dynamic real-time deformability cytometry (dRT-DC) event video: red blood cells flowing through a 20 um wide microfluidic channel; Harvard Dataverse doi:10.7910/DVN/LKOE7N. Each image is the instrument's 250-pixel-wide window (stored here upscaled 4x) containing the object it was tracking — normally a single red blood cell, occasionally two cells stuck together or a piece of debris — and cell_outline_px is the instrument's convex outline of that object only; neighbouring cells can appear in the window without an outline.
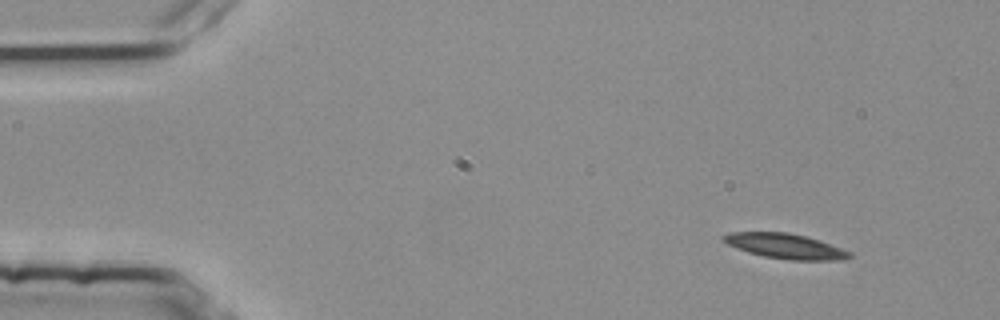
{"species": "common noctule bat (a hibernating species)", "species_latin": "Nyctalus noctula", "temperature_condition": "room temperature", "stored_images_in_passage": 49, "camera_frame_rate_fps": 3000, "um_per_image_px": 0.085, "animal": {"sex": "female", "body_mass_g": 25.1}, "frame": {"image": 1, "passage_image": 1, "time_ms": 0.0, "image_size_px": [1000, 320], "cell_outline_px": [[852, 256], [836, 260], [792, 260], [764, 256], [748, 252], [736, 248], [728, 244], [724, 240], [724, 236], [732, 232], [788, 232], [820, 240], [852, 252]], "centroid_in_image_um": [66.78, 20.92], "position_along_channel_um": 18.2, "area_um2": 18.09}}
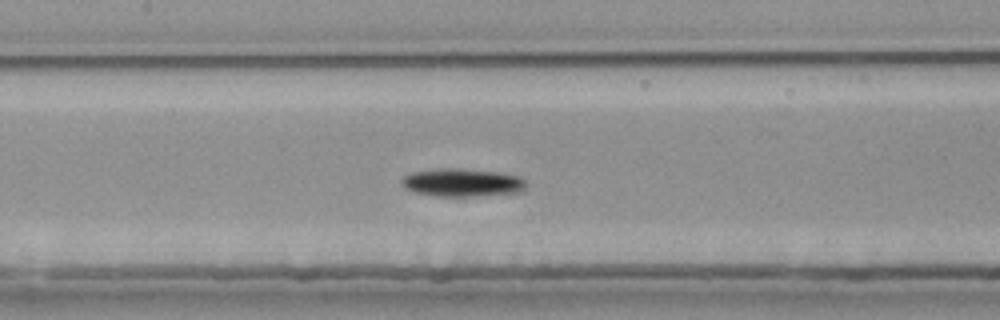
{"frame": {"image": 2, "passage_image": 21, "time_ms": 6.667, "image_size_px": [1000, 320], "cell_outline_px": [[524, 188], [516, 192], [476, 196], [440, 196], [416, 192], [404, 188], [400, 184], [400, 180], [404, 176], [412, 172], [440, 168], [456, 168], [496, 172], [520, 176], [524, 180]], "centroid_in_image_um": [39.22, 15.51], "position_along_channel_um": 168.2, "area_um2": 20.06}}
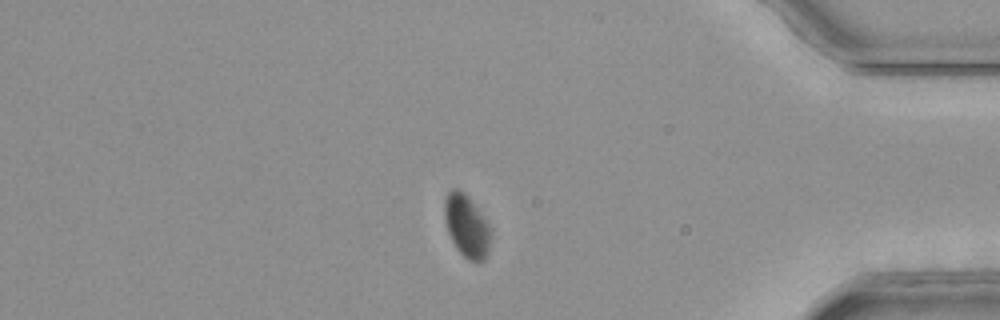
{"frame": {"image": 3, "passage_image": 42, "time_ms": 13.667, "image_size_px": [1000, 320], "cell_outline_px": [[492, 236], [488, 252], [484, 260], [468, 260], [456, 248], [448, 232], [444, 216], [444, 200], [448, 192], [452, 188], [460, 188], [472, 200], [488, 224], [492, 232]], "centroid_in_image_um": [39.67, 19.18], "position_along_channel_um": 395.5, "area_um2": 16.94}}